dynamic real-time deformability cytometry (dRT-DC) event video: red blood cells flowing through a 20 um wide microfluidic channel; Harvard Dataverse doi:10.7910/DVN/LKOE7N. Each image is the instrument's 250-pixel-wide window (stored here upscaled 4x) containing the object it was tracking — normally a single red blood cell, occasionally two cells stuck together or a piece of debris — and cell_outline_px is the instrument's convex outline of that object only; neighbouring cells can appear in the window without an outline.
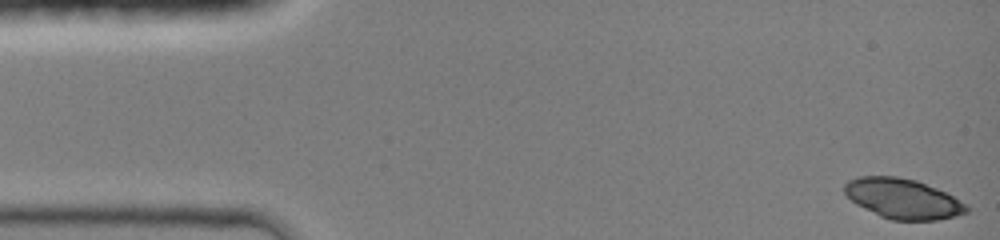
{"species": "common noctule bat (a hibernating species)", "species_latin": "Nyctalus noctula", "temperature_condition": "room temperature", "stored_images_in_passage": 43, "camera_frame_rate_fps": 3000, "um_per_image_px": 0.085, "animal": {"sex": "female", "body_mass_g": 19.0, "forearm_length_mm": 51.5}, "frame": {"image": 1, "passage_image": 1, "time_ms": 0.0, "image_size_px": [1000, 240], "cell_outline_px": [[968, 212], [956, 216], [936, 220], [892, 220], [880, 216], [856, 204], [844, 192], [844, 184], [848, 180], [860, 176], [896, 176], [916, 180], [936, 188], [968, 204]], "centroid_in_image_um": [76.74, 16.88], "position_along_channel_um": 8.3, "area_um2": 28.38}}
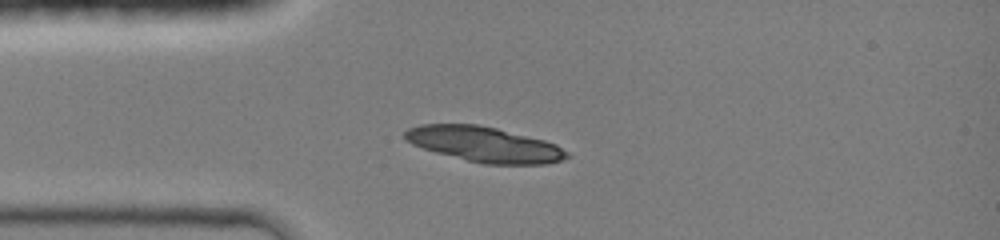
{"frame": {"image": 2, "passage_image": 11, "time_ms": 3.333, "image_size_px": [1000, 240], "cell_outline_px": [[568, 156], [560, 160], [548, 164], [484, 164], [436, 152], [412, 144], [404, 140], [404, 132], [408, 128], [420, 124], [476, 124], [496, 128], [544, 140], [556, 144], [568, 152]], "centroid_in_image_um": [41.15, 12.26], "position_along_channel_um": 43.9, "area_um2": 33.0}}